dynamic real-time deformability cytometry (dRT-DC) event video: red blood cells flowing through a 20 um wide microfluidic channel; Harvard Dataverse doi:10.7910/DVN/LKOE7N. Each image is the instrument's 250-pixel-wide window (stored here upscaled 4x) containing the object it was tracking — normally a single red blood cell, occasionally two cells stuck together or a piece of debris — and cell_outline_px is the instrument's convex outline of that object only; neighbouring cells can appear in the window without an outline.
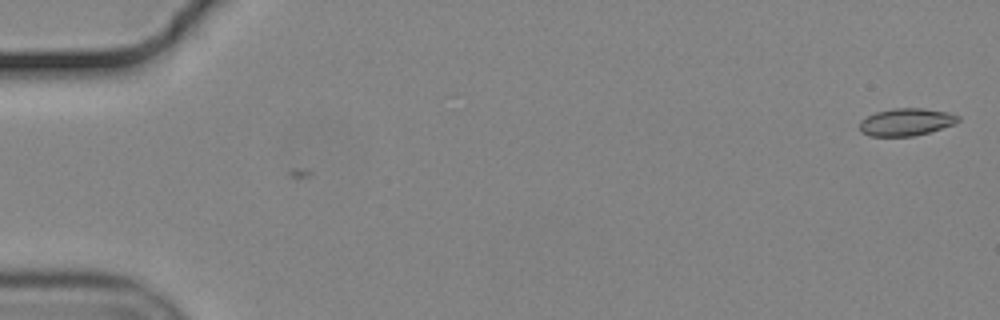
{"species": "common noctule bat (a hibernating species)", "species_latin": "Nyctalus noctula", "temperature_condition": "cold", "stored_images_in_passage": 6, "camera_frame_rate_fps": 3000, "um_per_image_px": 0.085, "animal": {"sex": "male", "body_mass_g": 19.2, "forearm_length_mm": 51.8}, "frame": {"image": 1, "passage_image": 6, "time_ms": 1.667, "image_size_px": [1000, 320], "cell_outline_px": [[960, 120], [952, 124], [928, 132], [912, 136], [872, 136], [860, 132], [860, 120], [876, 112], [892, 108], [924, 108], [948, 112], [960, 116]], "centroid_in_image_um": [77.0, 10.36], "position_along_channel_um": 8.0, "area_um2": 15.61}}